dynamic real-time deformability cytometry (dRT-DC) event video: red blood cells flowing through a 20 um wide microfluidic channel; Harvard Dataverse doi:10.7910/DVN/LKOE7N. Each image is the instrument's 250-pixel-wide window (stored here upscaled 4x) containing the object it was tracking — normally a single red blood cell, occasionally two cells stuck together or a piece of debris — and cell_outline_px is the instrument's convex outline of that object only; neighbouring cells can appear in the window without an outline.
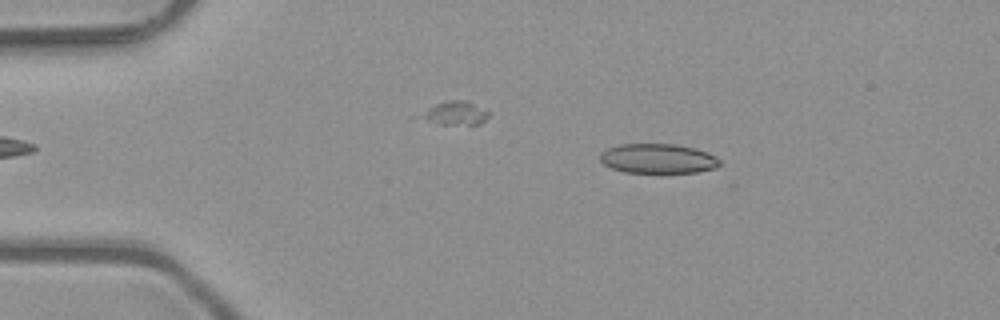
{"species": "common noctule bat (a hibernating species)", "species_latin": "Nyctalus noctula", "temperature_condition": "room temperature", "stored_images_in_passage": 4, "camera_frame_rate_fps": 3000, "um_per_image_px": 0.085, "animal": {"sex": "male", "body_mass_g": 23.1, "forearm_length_mm": 52.7}, "frame": {"image": 1, "passage_image": 2, "time_ms": 0.333, "image_size_px": [1000, 320], "cell_outline_px": [[720, 164], [716, 168], [696, 172], [624, 172], [612, 168], [604, 164], [600, 160], [600, 152], [608, 148], [620, 144], [676, 144], [696, 148], [708, 152], [716, 156], [720, 160]], "centroid_in_image_um": [55.94, 13.47], "position_along_channel_um": 29.1, "area_um2": 20.69}}